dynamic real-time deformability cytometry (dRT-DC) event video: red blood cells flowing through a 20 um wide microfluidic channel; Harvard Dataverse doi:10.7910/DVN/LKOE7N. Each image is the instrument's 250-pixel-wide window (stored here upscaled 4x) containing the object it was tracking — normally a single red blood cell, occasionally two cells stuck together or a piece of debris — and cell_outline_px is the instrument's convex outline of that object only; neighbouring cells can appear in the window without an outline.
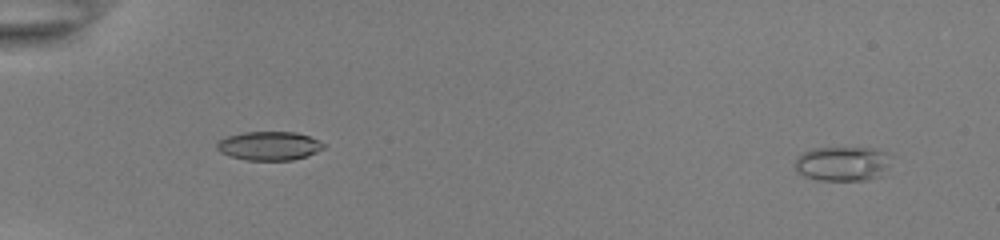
{"species": "common noctule bat (a hibernating species)", "species_latin": "Nyctalus noctula", "temperature_condition": "room temperature", "stored_images_in_passage": 54, "camera_frame_rate_fps": 3000, "um_per_image_px": 0.085, "animal": {"sex": "female", "body_mass_g": 22.0, "forearm_length_mm": 56.7}, "frame": {"image": 1, "passage_image": 4, "time_ms": 1.0, "image_size_px": [1000, 240], "cell_outline_px": [[896, 156], [888, 176], [864, 180], [816, 180], [804, 176], [796, 172], [796, 156], [812, 148], [876, 148], [888, 152]], "centroid_in_image_um": [71.79, 13.92], "position_along_channel_um": 13.2, "area_um2": 20.46}}
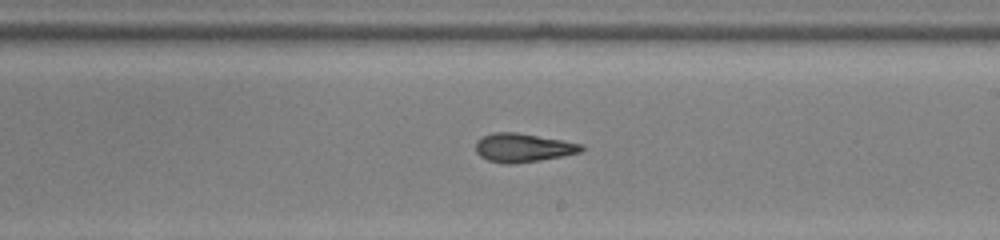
{"frame": {"image": 2, "passage_image": 34, "time_ms": 11.0, "image_size_px": [1000, 240], "cell_outline_px": [[584, 148], [580, 152], [540, 160], [512, 164], [508, 164], [488, 160], [480, 156], [476, 152], [476, 140], [492, 132], [516, 132], [584, 144]], "centroid_in_image_um": [44.43, 12.55], "position_along_channel_um": 244.6, "area_um2": 17.51}}
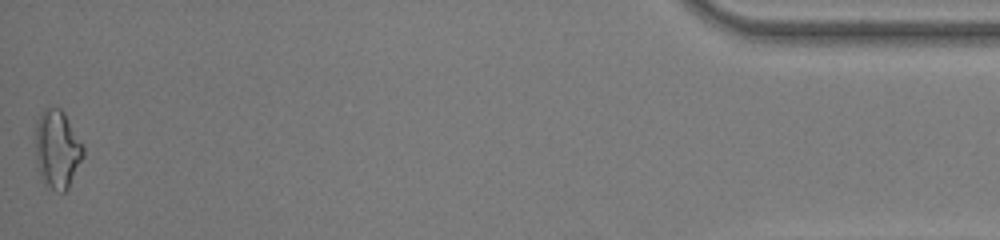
{"frame": {"image": 3, "passage_image": 54, "time_ms": 17.667, "image_size_px": [1000, 240], "cell_outline_px": [[84, 156], [68, 188], [64, 192], [60, 192], [52, 188], [40, 176], [36, 160], [36, 120], [44, 108], [48, 104], [60, 108], [64, 112], [84, 144]], "centroid_in_image_um": [4.88, 12.61], "position_along_channel_um": 430.3, "area_um2": 22.02}, "authors_computed_cell_mechanics": {"area_um2": 18.0914, "velocity_mm_per_s": 3.919, "shape_relaxation_time_tau1_ms": null, "shape_relaxation_time_tau2_ms": 3.016, "deformation_change_tau1": null, "deformation_change_tau2": 0.1175}}